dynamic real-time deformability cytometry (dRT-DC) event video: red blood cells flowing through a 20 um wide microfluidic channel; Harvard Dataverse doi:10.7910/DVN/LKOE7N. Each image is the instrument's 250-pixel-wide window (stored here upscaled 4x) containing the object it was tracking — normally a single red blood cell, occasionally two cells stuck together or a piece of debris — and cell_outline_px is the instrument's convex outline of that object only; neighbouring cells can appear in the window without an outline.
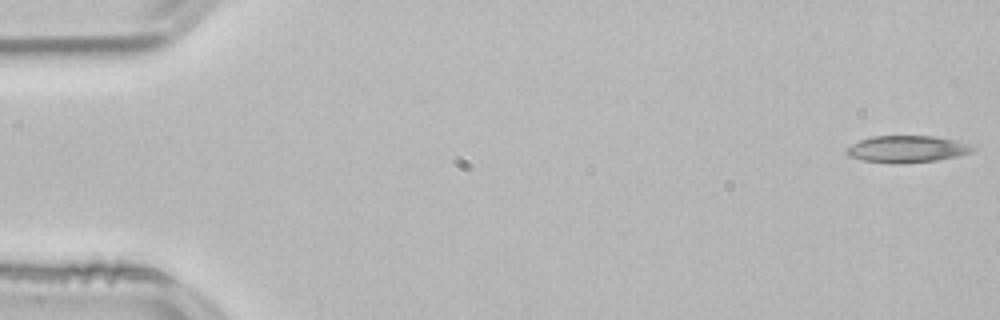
{"species": "common noctule bat (a hibernating species)", "species_latin": "Nyctalus noctula", "temperature_condition": "room temperature", "stored_images_in_passage": 53, "camera_frame_rate_fps": 3000, "um_per_image_px": 0.085, "animal": {"sex": "male", "body_mass_g": 21.5, "forearm_length_mm": 52.0}, "frame": {"image": 1, "passage_image": 1, "time_ms": 0.0, "image_size_px": [1000, 320], "cell_outline_px": [[976, 148], [972, 152], [956, 156], [936, 160], [864, 160], [848, 156], [844, 148], [860, 140], [872, 136], [932, 136], [956, 140]], "centroid_in_image_um": [77.09, 12.61], "position_along_channel_um": 7.9, "area_um2": 18.55}}
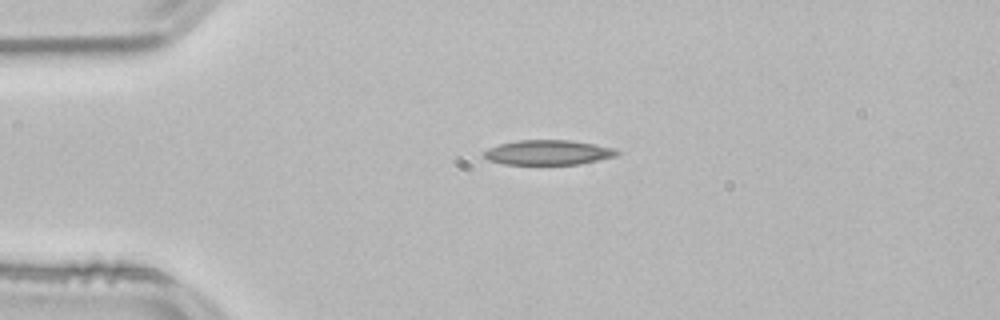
{"frame": {"image": 2, "passage_image": 12, "time_ms": 3.667, "image_size_px": [1000, 320], "cell_outline_px": [[620, 152], [616, 156], [580, 164], [504, 164], [488, 160], [484, 156], [484, 152], [488, 148], [500, 144], [516, 140], [572, 140], [616, 148]], "centroid_in_image_um": [46.61, 12.95], "position_along_channel_um": 38.4, "area_um2": 19.25}}
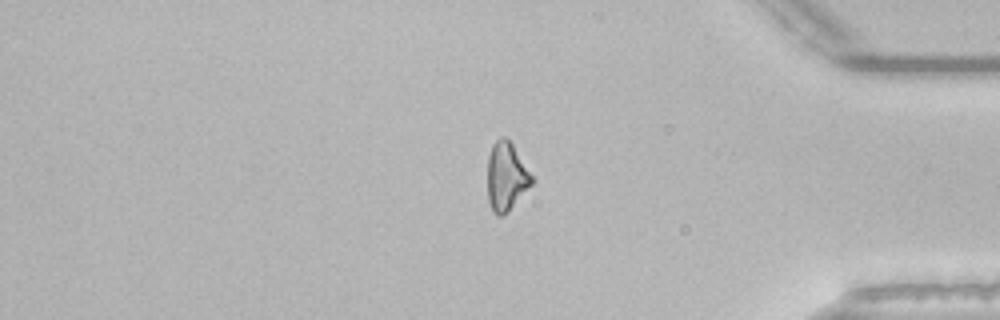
{"frame": {"image": 3, "passage_image": 44, "time_ms": 14.333, "image_size_px": [1000, 320], "cell_outline_px": [[536, 180], [508, 212], [504, 216], [496, 216], [492, 212], [488, 200], [488, 156], [492, 144], [500, 136], [504, 136], [512, 144]], "centroid_in_image_um": [43.04, 15.03], "position_along_channel_um": 392.2, "area_um2": 17.92}}